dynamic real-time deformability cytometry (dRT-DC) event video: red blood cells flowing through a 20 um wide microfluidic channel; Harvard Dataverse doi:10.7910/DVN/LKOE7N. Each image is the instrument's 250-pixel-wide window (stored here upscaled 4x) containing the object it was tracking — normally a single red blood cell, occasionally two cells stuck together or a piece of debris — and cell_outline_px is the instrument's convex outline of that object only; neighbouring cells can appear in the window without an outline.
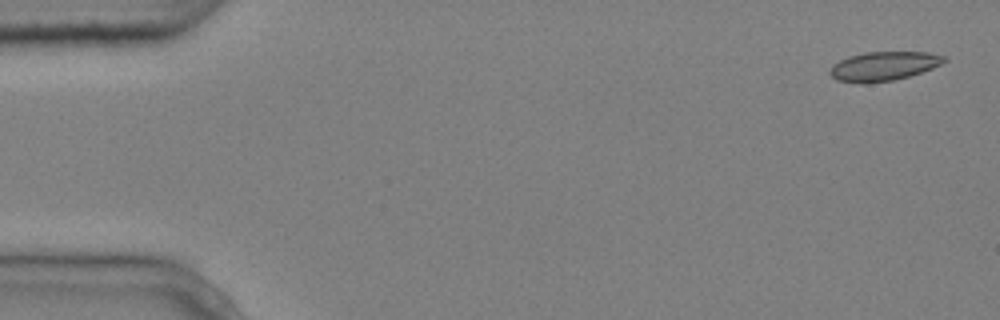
{"species": "common noctule bat (a hibernating species)", "species_latin": "Nyctalus noctula", "temperature_condition": "cold", "stored_images_in_passage": 6, "camera_frame_rate_fps": 3000, "um_per_image_px": 0.085, "animal": {"sex": "male", "body_mass_g": 20.4}, "frame": {"image": 1, "passage_image": 1, "time_ms": 0.0, "image_size_px": [1000, 320], "cell_outline_px": [[948, 60], [932, 68], [908, 76], [892, 80], [864, 84], [860, 84], [836, 80], [828, 72], [832, 64], [848, 56], [864, 52], [928, 52], [948, 56]], "centroid_in_image_um": [75.08, 5.62], "position_along_channel_um": 9.9, "area_um2": 19.54}}